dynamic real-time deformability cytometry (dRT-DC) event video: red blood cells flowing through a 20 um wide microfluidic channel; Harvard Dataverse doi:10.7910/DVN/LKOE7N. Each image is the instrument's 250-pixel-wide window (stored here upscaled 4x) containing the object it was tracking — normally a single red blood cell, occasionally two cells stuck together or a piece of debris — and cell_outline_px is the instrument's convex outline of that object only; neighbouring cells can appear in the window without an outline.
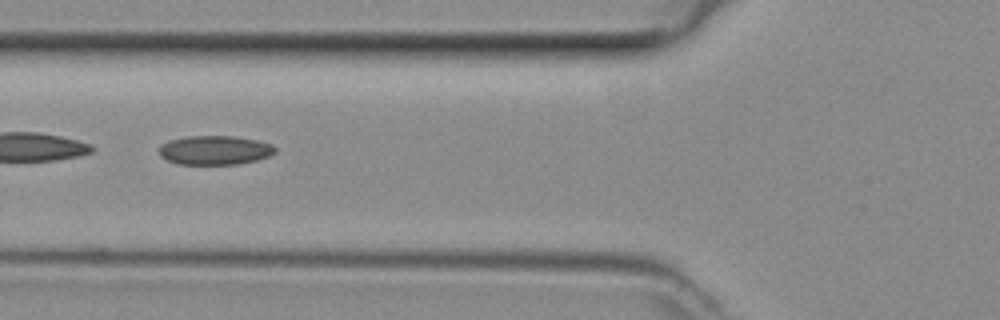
{"species": "common noctule bat (a hibernating species)", "species_latin": "Nyctalus noctula", "temperature_condition": "room temperature", "stored_images_in_passage": 36, "camera_frame_rate_fps": 3000, "um_per_image_px": 0.085, "animal": {"sex": "female", "body_mass_g": 29.2, "forearm_length_mm": 56.3}, "frame": {"image": 1, "passage_image": 6, "time_ms": 1.667, "image_size_px": [1000, 320], "cell_outline_px": [[276, 152], [268, 156], [256, 160], [236, 164], [176, 164], [160, 156], [160, 144], [168, 140], [184, 136], [232, 136], [256, 140], [272, 144], [276, 148]], "centroid_in_image_um": [18.23, 12.76], "position_along_channel_um": 107.6, "area_um2": 19.71}}